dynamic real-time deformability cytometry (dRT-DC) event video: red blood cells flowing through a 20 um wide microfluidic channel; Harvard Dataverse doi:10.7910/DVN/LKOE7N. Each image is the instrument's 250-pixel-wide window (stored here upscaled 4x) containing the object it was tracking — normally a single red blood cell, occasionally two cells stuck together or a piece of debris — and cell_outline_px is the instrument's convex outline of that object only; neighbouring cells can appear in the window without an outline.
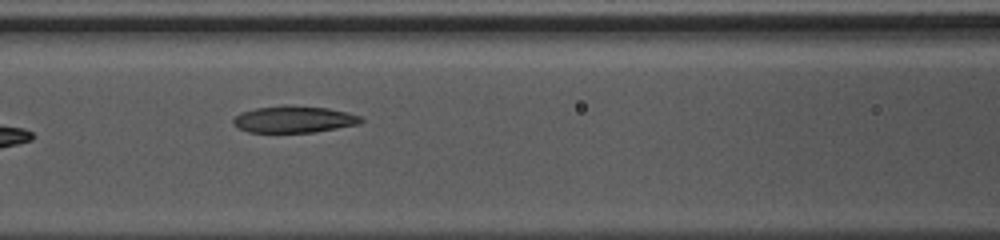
{"species": "common noctule bat (a hibernating species)", "species_latin": "Nyctalus noctula", "temperature_condition": "warm", "stored_images_in_passage": 36, "camera_frame_rate_fps": 3000, "um_per_image_px": 0.085, "animal": {"sex": "female", "body_mass_g": 10.0, "forearm_length_mm": 53.1}, "frame": {"image": 1, "passage_image": 9, "time_ms": 2.667, "image_size_px": [1000, 240], "cell_outline_px": [[364, 120], [360, 124], [312, 132], [248, 132], [236, 128], [232, 124], [232, 120], [240, 112], [256, 108], [284, 104], [328, 108], [348, 112], [360, 116]], "centroid_in_image_um": [24.95, 10.13], "position_along_channel_um": 141.6, "area_um2": 20.11}}
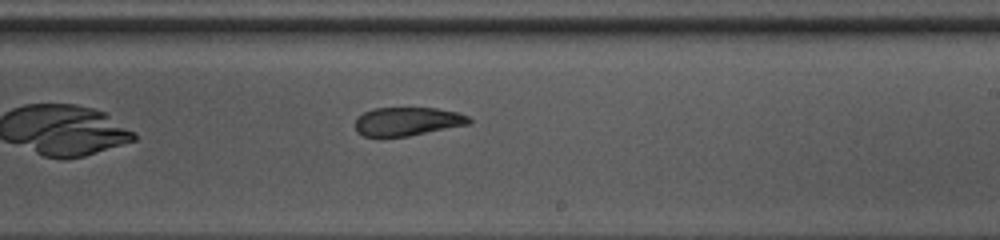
{"frame": {"image": 2, "passage_image": 17, "time_ms": 5.333, "image_size_px": [1000, 240], "cell_outline_px": [[472, 124], [408, 136], [364, 136], [356, 132], [356, 116], [372, 108], [436, 108], [460, 112], [468, 116], [472, 120]], "centroid_in_image_um": [34.67, 10.31], "position_along_channel_um": 254.3, "area_um2": 19.13}}
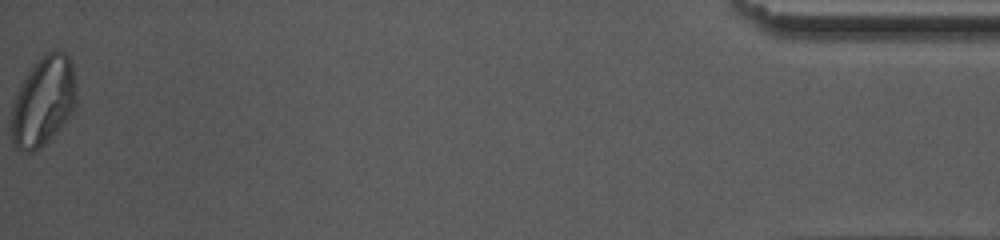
{"frame": {"image": 3, "passage_image": 36, "time_ms": 11.667, "image_size_px": [1000, 240], "cell_outline_px": [[76, 104], [68, 116], [44, 144], [32, 152], [28, 152], [16, 148], [12, 144], [12, 104], [28, 72], [48, 52], [56, 48], [64, 52], [72, 60], [76, 84]], "centroid_in_image_um": [3.7, 8.58], "position_along_channel_um": 431.5, "area_um2": 33.12}, "authors_computed_cell_mechanics": {"area_um2": 20.7502, "velocity_mm_per_s": 4.2342, "shape_relaxation_time_tau1_ms": 6.0962, "shape_relaxation_time_tau2_ms": 3.4075, "deformation_change_tau1": 0.1813, "deformation_change_tau2": 0.122}}